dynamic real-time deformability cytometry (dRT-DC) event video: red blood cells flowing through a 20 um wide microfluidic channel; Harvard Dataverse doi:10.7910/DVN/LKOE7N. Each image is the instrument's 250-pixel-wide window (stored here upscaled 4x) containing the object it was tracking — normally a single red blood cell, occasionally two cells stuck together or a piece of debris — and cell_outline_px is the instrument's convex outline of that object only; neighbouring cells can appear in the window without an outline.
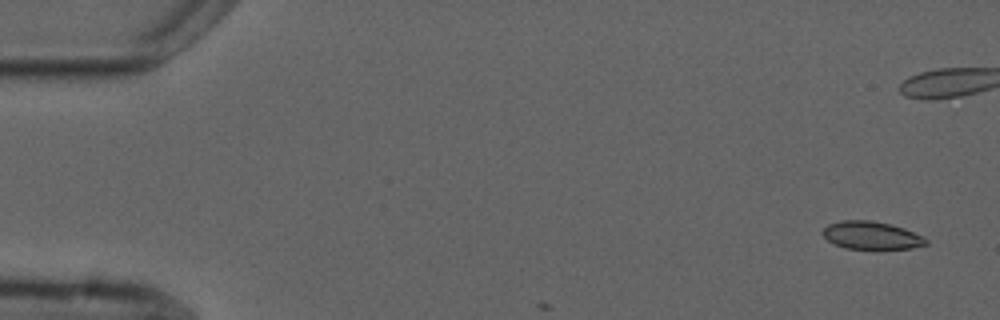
{"species": "common noctule bat (a hibernating species)", "species_latin": "Nyctalus noctula", "temperature_condition": "cold", "stored_images_in_passage": 6, "camera_frame_rate_fps": 3000, "um_per_image_px": 0.085, "animal": {"sex": "male", "forearm_length_mm": 52.5}, "frame": {"image": 1, "passage_image": 1, "time_ms": 0.0, "image_size_px": [1000, 320], "cell_outline_px": [[928, 244], [912, 248], [844, 248], [828, 240], [820, 232], [828, 224], [840, 220], [868, 220], [892, 224], [904, 228], [924, 236], [928, 240]], "centroid_in_image_um": [74.08, 19.99], "position_along_channel_um": 10.9, "area_um2": 16.7}}